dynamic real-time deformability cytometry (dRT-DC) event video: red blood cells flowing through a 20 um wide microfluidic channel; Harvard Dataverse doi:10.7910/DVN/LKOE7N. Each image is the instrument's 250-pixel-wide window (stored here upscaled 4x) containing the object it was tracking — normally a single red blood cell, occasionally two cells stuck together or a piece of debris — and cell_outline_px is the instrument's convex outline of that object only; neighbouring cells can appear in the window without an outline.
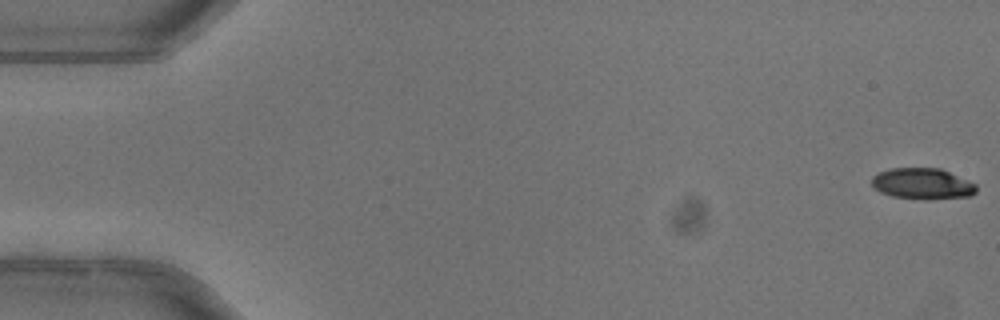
{"species": "common noctule bat (a hibernating species)", "species_latin": "Nyctalus noctula", "temperature_condition": "warm", "stored_images_in_passage": 10, "camera_frame_rate_fps": 3000, "um_per_image_px": 0.085, "animal": {"sex": "female"}, "frame": {"image": 1, "passage_image": 1, "time_ms": 0.0, "image_size_px": [1000, 320], "cell_outline_px": [[976, 192], [972, 196], [924, 200], [892, 196], [880, 192], [872, 184], [872, 176], [880, 172], [892, 168], [940, 168], [976, 184]], "centroid_in_image_um": [78.42, 15.62], "position_along_channel_um": 6.6, "area_um2": 18.9}}